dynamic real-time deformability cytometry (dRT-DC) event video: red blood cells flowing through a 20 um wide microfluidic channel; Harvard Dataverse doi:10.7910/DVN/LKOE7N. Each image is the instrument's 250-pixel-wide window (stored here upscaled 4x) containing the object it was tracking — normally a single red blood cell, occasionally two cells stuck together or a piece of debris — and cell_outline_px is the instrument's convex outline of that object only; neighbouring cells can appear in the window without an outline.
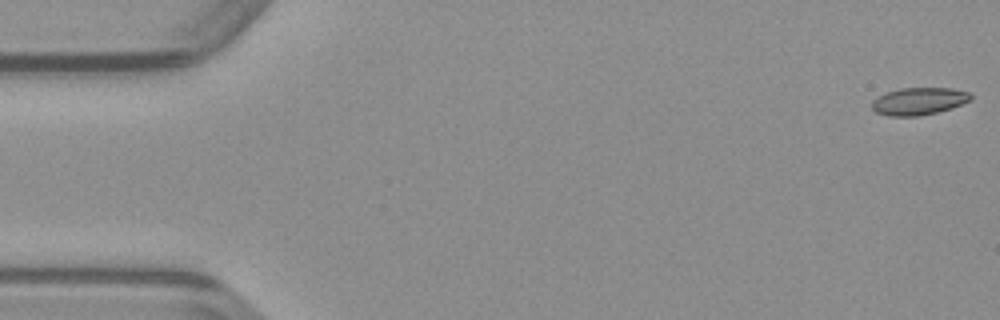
{"species": "common noctule bat (a hibernating species)", "species_latin": "Nyctalus noctula", "temperature_condition": "warm", "stored_images_in_passage": 49, "camera_frame_rate_fps": 3000, "um_per_image_px": 0.085, "animal": {"sex": "male", "body_mass_g": 23.1, "forearm_length_mm": 52.7}, "frame": {"image": 1, "passage_image": 1, "time_ms": 0.0, "image_size_px": [1000, 320], "cell_outline_px": [[972, 100], [936, 112], [916, 116], [888, 116], [876, 112], [872, 108], [872, 100], [888, 92], [900, 88], [952, 88], [968, 92], [972, 96]], "centroid_in_image_um": [78.09, 8.6], "position_along_channel_um": 6.9, "area_um2": 15.49}}
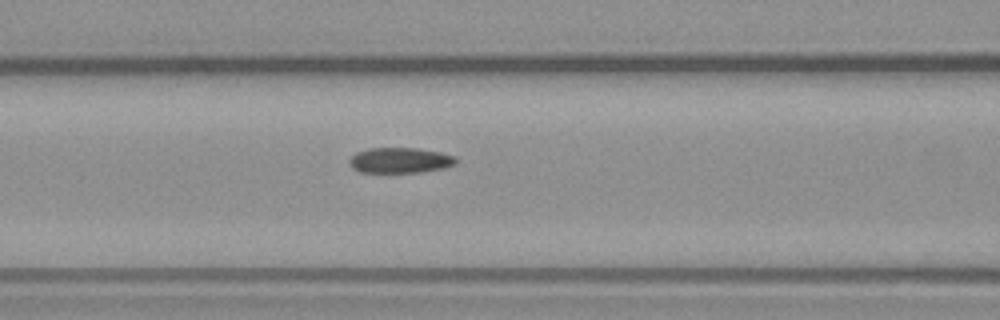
{"frame": {"image": 2, "passage_image": 20, "time_ms": 6.333, "image_size_px": [1000, 320], "cell_outline_px": [[460, 160], [456, 164], [444, 168], [420, 172], [360, 172], [352, 168], [348, 160], [356, 152], [368, 148], [420, 148], [440, 152], [456, 156]], "centroid_in_image_um": [34.04, 13.62], "position_along_channel_um": 132.6, "area_um2": 16.01}}
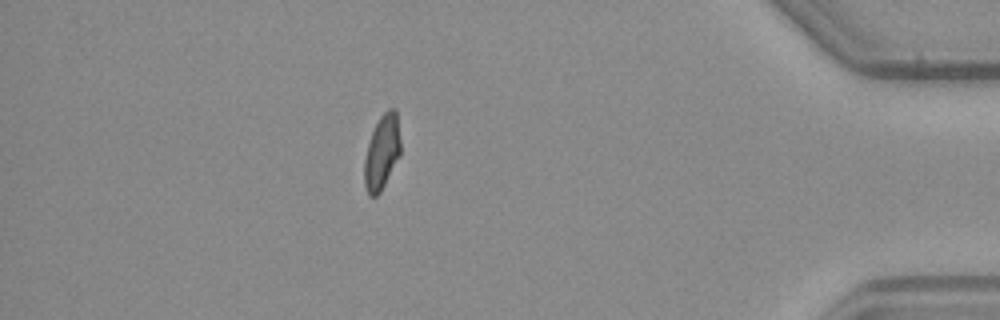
{"frame": {"image": 3, "passage_image": 43, "time_ms": 14.0, "image_size_px": [1000, 320], "cell_outline_px": [[400, 156], [380, 192], [376, 196], [368, 196], [364, 184], [364, 160], [368, 144], [372, 132], [380, 116], [388, 108], [396, 108], [400, 140]], "centroid_in_image_um": [32.46, 12.94], "position_along_channel_um": 402.7, "area_um2": 15.72}}